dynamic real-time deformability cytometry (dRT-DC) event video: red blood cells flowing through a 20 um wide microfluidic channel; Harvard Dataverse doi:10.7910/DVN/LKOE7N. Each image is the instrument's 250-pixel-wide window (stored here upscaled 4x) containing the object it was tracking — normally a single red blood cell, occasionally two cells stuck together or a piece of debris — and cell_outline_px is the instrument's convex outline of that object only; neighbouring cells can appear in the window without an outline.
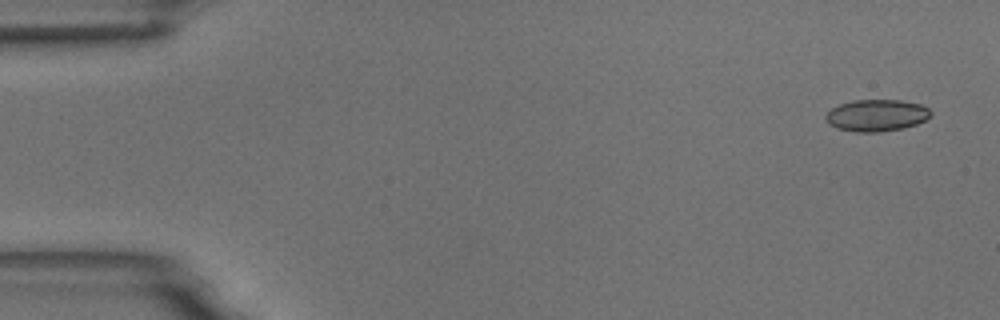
{"species": "common noctule bat (a hibernating species)", "species_latin": "Nyctalus noctula", "temperature_condition": "room temperature", "stored_images_in_passage": 4, "camera_frame_rate_fps": 3000, "um_per_image_px": 0.085, "animal": {"sex": "male", "body_mass_g": 18.8}, "frame": {"image": 1, "passage_image": 1, "time_ms": 0.0, "image_size_px": [1000, 320], "cell_outline_px": [[932, 112], [924, 120], [916, 124], [904, 128], [880, 132], [856, 132], [836, 128], [828, 124], [824, 116], [832, 108], [840, 104], [852, 100], [900, 100], [920, 104], [928, 108]], "centroid_in_image_um": [74.47, 9.81], "position_along_channel_um": 10.5, "area_um2": 19.48}}
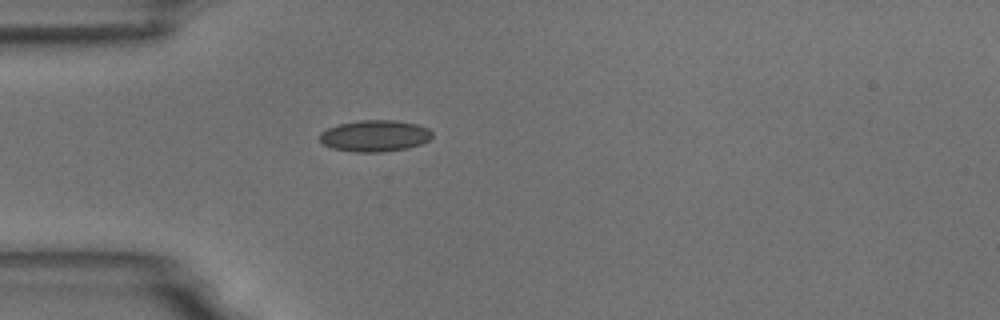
{"frame": {"image": 2, "passage_image": 4, "time_ms": 4.333, "image_size_px": [1000, 320], "cell_outline_px": [[432, 136], [428, 140], [420, 144], [408, 148], [380, 152], [356, 152], [332, 148], [324, 144], [320, 140], [320, 132], [328, 128], [340, 124], [356, 120], [396, 120], [416, 124], [428, 128], [432, 132]], "centroid_in_image_um": [31.86, 11.54], "position_along_channel_um": 53.1, "area_um2": 20.58}}